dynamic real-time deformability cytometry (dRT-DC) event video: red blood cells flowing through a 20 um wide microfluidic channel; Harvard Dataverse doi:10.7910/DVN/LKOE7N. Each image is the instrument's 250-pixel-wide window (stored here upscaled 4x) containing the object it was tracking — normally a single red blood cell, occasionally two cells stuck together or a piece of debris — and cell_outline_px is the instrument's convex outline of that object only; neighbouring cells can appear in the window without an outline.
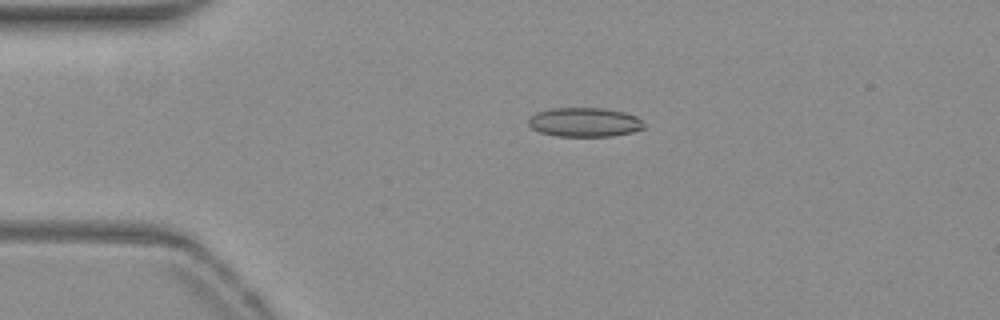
{"species": "common noctule bat (a hibernating species)", "species_latin": "Nyctalus noctula", "temperature_condition": "warm", "stored_images_in_passage": 53, "camera_frame_rate_fps": 3000, "um_per_image_px": 0.085, "animal": {"sex": "female", "body_mass_g": 19.3, "forearm_length_mm": 54.1}, "frame": {"image": 1, "passage_image": 12, "time_ms": 3.667, "image_size_px": [1000, 320], "cell_outline_px": [[644, 128], [632, 132], [612, 136], [556, 136], [540, 132], [532, 128], [528, 124], [528, 120], [536, 112], [548, 108], [604, 108], [624, 112], [636, 116], [644, 124]], "centroid_in_image_um": [49.67, 10.38], "position_along_channel_um": 35.3, "area_um2": 19.65}}
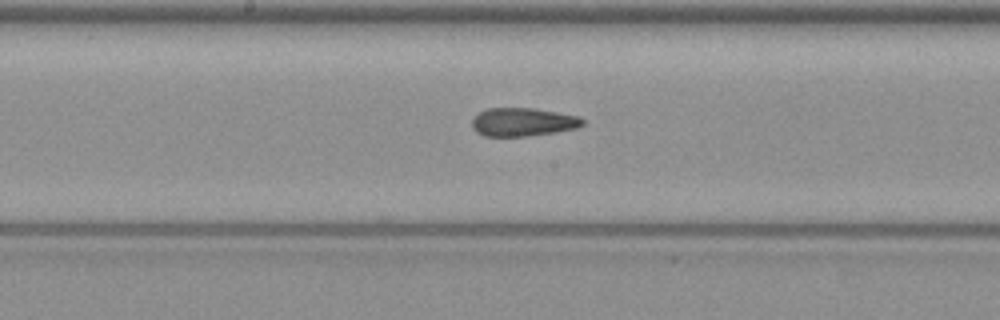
{"frame": {"image": 2, "passage_image": 28, "time_ms": 9.0, "image_size_px": [1000, 320], "cell_outline_px": [[584, 124], [576, 128], [556, 132], [528, 136], [484, 136], [476, 132], [472, 128], [472, 120], [480, 112], [488, 108], [532, 108], [580, 116], [584, 120]], "centroid_in_image_um": [44.45, 10.38], "position_along_channel_um": 203.8, "area_um2": 18.26}}
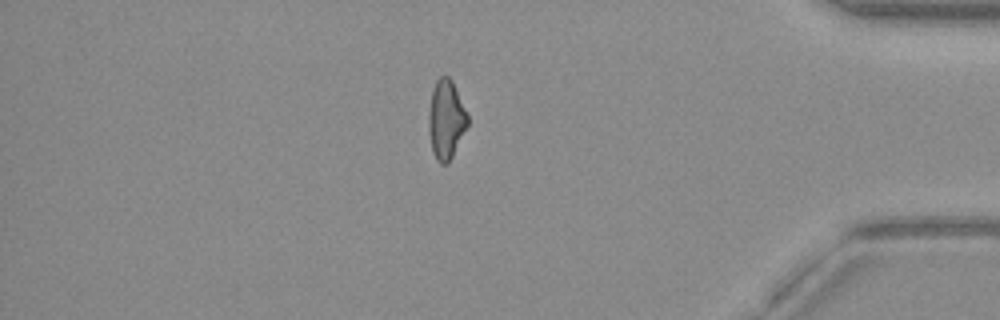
{"frame": {"image": 3, "passage_image": 46, "time_ms": 15.0, "image_size_px": [1000, 320], "cell_outline_px": [[468, 124], [448, 164], [440, 164], [436, 160], [432, 152], [428, 132], [428, 112], [432, 88], [436, 80], [440, 76], [448, 76], [452, 80], [468, 116]], "centroid_in_image_um": [37.88, 10.16], "position_along_channel_um": 397.3, "area_um2": 18.03}, "authors_computed_cell_mechanics": {"area_um2": 18.7272, "velocity_mm_per_s": 3.8438, "shape_relaxation_time_tau1_ms": null, "shape_relaxation_time_tau2_ms": 4.8835, "deformation_change_tau1": null, "deformation_change_tau2": 0.1471}}